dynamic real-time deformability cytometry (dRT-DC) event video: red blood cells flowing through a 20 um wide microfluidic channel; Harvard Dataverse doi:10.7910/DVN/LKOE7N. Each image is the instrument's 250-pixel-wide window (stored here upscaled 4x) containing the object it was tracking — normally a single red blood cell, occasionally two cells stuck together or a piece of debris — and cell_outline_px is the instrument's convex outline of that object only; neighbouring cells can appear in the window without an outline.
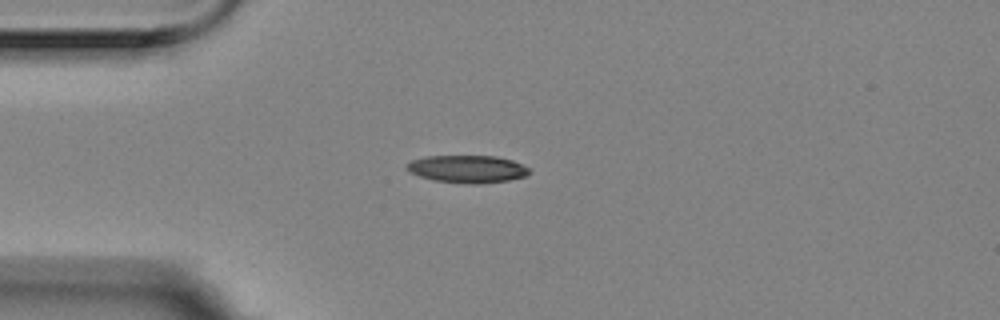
{"species": "Egyptian fruit bat (a non-hibernating species)", "species_latin": "Rousettus aegyptiacus", "temperature_condition": "room temperature", "stored_images_in_passage": 5, "camera_frame_rate_fps": 3000, "um_per_image_px": 0.085, "animal": {"sex": "female"}, "frame": {"image": 1, "passage_image": 3, "time_ms": 0.667, "image_size_px": [1000, 320], "cell_outline_px": [[532, 172], [524, 176], [508, 180], [480, 184], [464, 184], [432, 180], [408, 172], [404, 168], [412, 160], [424, 156], [496, 156], [512, 160], [532, 168]], "centroid_in_image_um": [39.73, 14.37], "position_along_channel_um": 45.3, "area_um2": 19.94}}
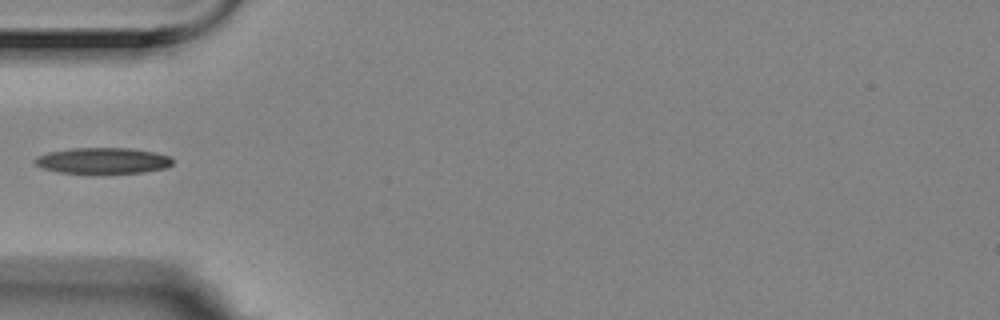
{"frame": {"image": 2, "passage_image": 4, "time_ms": 1.0, "image_size_px": [1000, 320], "cell_outline_px": [[172, 164], [164, 168], [144, 172], [92, 176], [60, 172], [40, 168], [32, 160], [36, 156], [48, 152], [72, 148], [132, 148], [172, 156]], "centroid_in_image_um": [8.69, 13.7], "position_along_channel_um": 76.3, "area_um2": 21.79}}
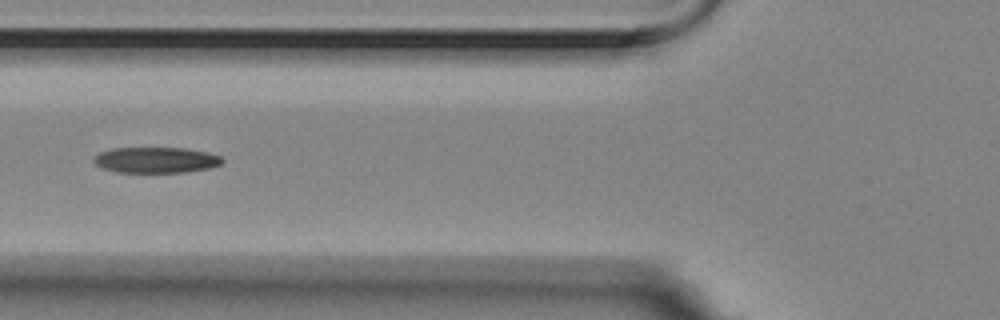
{"frame": {"image": 3, "passage_image": 5, "time_ms": 1.333, "image_size_px": [1000, 320], "cell_outline_px": [[224, 160], [220, 164], [212, 168], [184, 172], [116, 172], [100, 168], [92, 164], [92, 160], [100, 152], [112, 148], [184, 148], [208, 152], [220, 156]], "centroid_in_image_um": [13.22, 13.6], "position_along_channel_um": 112.6, "area_um2": 19.48}}